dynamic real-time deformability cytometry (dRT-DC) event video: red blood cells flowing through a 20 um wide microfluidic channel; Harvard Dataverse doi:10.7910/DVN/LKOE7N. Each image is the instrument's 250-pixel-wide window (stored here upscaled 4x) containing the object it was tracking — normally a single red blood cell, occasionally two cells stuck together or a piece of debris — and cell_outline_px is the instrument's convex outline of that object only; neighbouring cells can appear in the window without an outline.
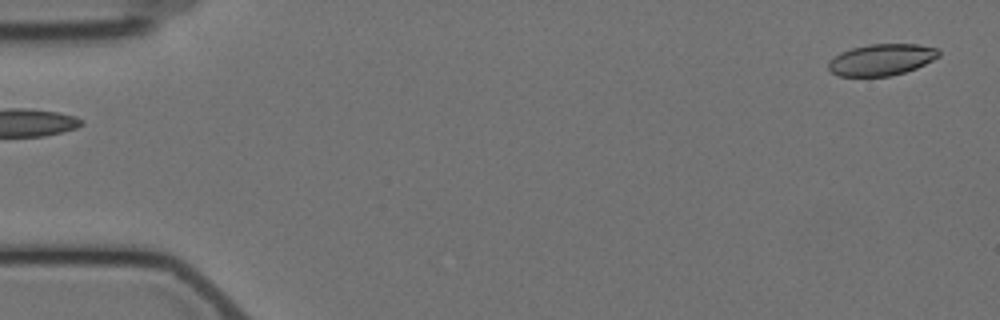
{"species": "Egyptian fruit bat (a non-hibernating species)", "species_latin": "Rousettus aegyptiacus", "temperature_condition": "cold", "stored_images_in_passage": 4, "segment_of_instrument_passage": [2, 2], "camera_frame_rate_fps": 3000, "um_per_image_px": 0.085, "animal": {"sex": "female"}, "frame": {"image": 1, "passage_image": 4, "time_ms": 4.0, "image_size_px": [1000, 320], "cell_outline_px": [[940, 56], [916, 68], [904, 72], [888, 76], [840, 76], [832, 72], [828, 68], [828, 60], [840, 52], [852, 48], [868, 44], [916, 44], [936, 48], [940, 52]], "centroid_in_image_um": [74.9, 5.07], "position_along_channel_um": 10.1, "area_um2": 20.17}}